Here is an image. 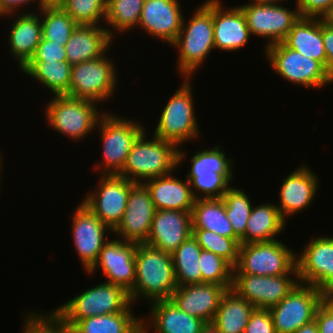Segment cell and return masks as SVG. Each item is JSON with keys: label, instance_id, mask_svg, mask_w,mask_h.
<instances>
[{"label": "cell", "instance_id": "b9f144b4", "mask_svg": "<svg viewBox=\"0 0 333 333\" xmlns=\"http://www.w3.org/2000/svg\"><path fill=\"white\" fill-rule=\"evenodd\" d=\"M30 312L25 314V322L22 333H73V329L55 311L49 314Z\"/></svg>", "mask_w": 333, "mask_h": 333}, {"label": "cell", "instance_id": "e575fe53", "mask_svg": "<svg viewBox=\"0 0 333 333\" xmlns=\"http://www.w3.org/2000/svg\"><path fill=\"white\" fill-rule=\"evenodd\" d=\"M202 248L191 235L171 253L178 286L202 283L199 257Z\"/></svg>", "mask_w": 333, "mask_h": 333}, {"label": "cell", "instance_id": "83f0119b", "mask_svg": "<svg viewBox=\"0 0 333 333\" xmlns=\"http://www.w3.org/2000/svg\"><path fill=\"white\" fill-rule=\"evenodd\" d=\"M282 43L305 57L317 60L327 69L322 18L300 16Z\"/></svg>", "mask_w": 333, "mask_h": 333}, {"label": "cell", "instance_id": "4dcf8cb0", "mask_svg": "<svg viewBox=\"0 0 333 333\" xmlns=\"http://www.w3.org/2000/svg\"><path fill=\"white\" fill-rule=\"evenodd\" d=\"M255 307L232 289L222 296L212 323L219 333H244Z\"/></svg>", "mask_w": 333, "mask_h": 333}, {"label": "cell", "instance_id": "bcb514c9", "mask_svg": "<svg viewBox=\"0 0 333 333\" xmlns=\"http://www.w3.org/2000/svg\"><path fill=\"white\" fill-rule=\"evenodd\" d=\"M314 320L319 333H333V308L325 300L318 306Z\"/></svg>", "mask_w": 333, "mask_h": 333}, {"label": "cell", "instance_id": "2e32d148", "mask_svg": "<svg viewBox=\"0 0 333 333\" xmlns=\"http://www.w3.org/2000/svg\"><path fill=\"white\" fill-rule=\"evenodd\" d=\"M312 238L296 256L298 280L324 294L333 293V237Z\"/></svg>", "mask_w": 333, "mask_h": 333}, {"label": "cell", "instance_id": "816d5d0a", "mask_svg": "<svg viewBox=\"0 0 333 333\" xmlns=\"http://www.w3.org/2000/svg\"><path fill=\"white\" fill-rule=\"evenodd\" d=\"M200 333H219V330L213 323H206Z\"/></svg>", "mask_w": 333, "mask_h": 333}, {"label": "cell", "instance_id": "30bf717a", "mask_svg": "<svg viewBox=\"0 0 333 333\" xmlns=\"http://www.w3.org/2000/svg\"><path fill=\"white\" fill-rule=\"evenodd\" d=\"M264 48L269 65L284 80L311 89L333 83V75L320 62L305 57L282 42Z\"/></svg>", "mask_w": 333, "mask_h": 333}, {"label": "cell", "instance_id": "ab89813d", "mask_svg": "<svg viewBox=\"0 0 333 333\" xmlns=\"http://www.w3.org/2000/svg\"><path fill=\"white\" fill-rule=\"evenodd\" d=\"M199 266L202 283L221 285L227 290L232 288L234 267L223 257L202 249Z\"/></svg>", "mask_w": 333, "mask_h": 333}, {"label": "cell", "instance_id": "52a82bcc", "mask_svg": "<svg viewBox=\"0 0 333 333\" xmlns=\"http://www.w3.org/2000/svg\"><path fill=\"white\" fill-rule=\"evenodd\" d=\"M182 85L174 92L161 112L154 135L161 140L175 144L178 148L184 142L198 139L200 133L194 115L192 78H184ZM189 140V141H188Z\"/></svg>", "mask_w": 333, "mask_h": 333}, {"label": "cell", "instance_id": "1f68e13d", "mask_svg": "<svg viewBox=\"0 0 333 333\" xmlns=\"http://www.w3.org/2000/svg\"><path fill=\"white\" fill-rule=\"evenodd\" d=\"M131 307L132 303L123 312L78 320L72 326L73 333H136L142 318L135 317Z\"/></svg>", "mask_w": 333, "mask_h": 333}, {"label": "cell", "instance_id": "f546056e", "mask_svg": "<svg viewBox=\"0 0 333 333\" xmlns=\"http://www.w3.org/2000/svg\"><path fill=\"white\" fill-rule=\"evenodd\" d=\"M285 223L276 204L269 202L253 206L247 221L245 244L277 240L276 236L284 230Z\"/></svg>", "mask_w": 333, "mask_h": 333}, {"label": "cell", "instance_id": "60d3db41", "mask_svg": "<svg viewBox=\"0 0 333 333\" xmlns=\"http://www.w3.org/2000/svg\"><path fill=\"white\" fill-rule=\"evenodd\" d=\"M63 9L78 25H99L105 21L107 0H66Z\"/></svg>", "mask_w": 333, "mask_h": 333}, {"label": "cell", "instance_id": "681fc988", "mask_svg": "<svg viewBox=\"0 0 333 333\" xmlns=\"http://www.w3.org/2000/svg\"><path fill=\"white\" fill-rule=\"evenodd\" d=\"M39 2V3H38ZM39 10L63 8L66 0H39Z\"/></svg>", "mask_w": 333, "mask_h": 333}, {"label": "cell", "instance_id": "9f6ffc18", "mask_svg": "<svg viewBox=\"0 0 333 333\" xmlns=\"http://www.w3.org/2000/svg\"><path fill=\"white\" fill-rule=\"evenodd\" d=\"M148 329H143V327H141L136 333H148Z\"/></svg>", "mask_w": 333, "mask_h": 333}, {"label": "cell", "instance_id": "4316f807", "mask_svg": "<svg viewBox=\"0 0 333 333\" xmlns=\"http://www.w3.org/2000/svg\"><path fill=\"white\" fill-rule=\"evenodd\" d=\"M150 305L152 319L147 322L142 318V327L150 330L151 325L154 333H200L206 324L201 318L181 311L171 300H158Z\"/></svg>", "mask_w": 333, "mask_h": 333}, {"label": "cell", "instance_id": "f907efd6", "mask_svg": "<svg viewBox=\"0 0 333 333\" xmlns=\"http://www.w3.org/2000/svg\"><path fill=\"white\" fill-rule=\"evenodd\" d=\"M294 333H319V330H318L317 324L314 320L306 325H303L301 328H299Z\"/></svg>", "mask_w": 333, "mask_h": 333}, {"label": "cell", "instance_id": "d590c367", "mask_svg": "<svg viewBox=\"0 0 333 333\" xmlns=\"http://www.w3.org/2000/svg\"><path fill=\"white\" fill-rule=\"evenodd\" d=\"M225 204L226 215L231 222L234 234L240 239V244H245V231L247 221L253 206L245 190L230 187L222 197Z\"/></svg>", "mask_w": 333, "mask_h": 333}, {"label": "cell", "instance_id": "5bb4252c", "mask_svg": "<svg viewBox=\"0 0 333 333\" xmlns=\"http://www.w3.org/2000/svg\"><path fill=\"white\" fill-rule=\"evenodd\" d=\"M250 1L251 3L239 7L245 15L250 34L270 39L266 47L282 42L300 18L297 8L290 10L280 3L265 4Z\"/></svg>", "mask_w": 333, "mask_h": 333}, {"label": "cell", "instance_id": "d4e9b609", "mask_svg": "<svg viewBox=\"0 0 333 333\" xmlns=\"http://www.w3.org/2000/svg\"><path fill=\"white\" fill-rule=\"evenodd\" d=\"M114 33L101 25H78L65 45L67 61L74 65L100 58L110 49Z\"/></svg>", "mask_w": 333, "mask_h": 333}, {"label": "cell", "instance_id": "8fae6325", "mask_svg": "<svg viewBox=\"0 0 333 333\" xmlns=\"http://www.w3.org/2000/svg\"><path fill=\"white\" fill-rule=\"evenodd\" d=\"M105 53L100 58L72 65L67 96L101 103L113 97L117 88L116 66Z\"/></svg>", "mask_w": 333, "mask_h": 333}, {"label": "cell", "instance_id": "7c38bea8", "mask_svg": "<svg viewBox=\"0 0 333 333\" xmlns=\"http://www.w3.org/2000/svg\"><path fill=\"white\" fill-rule=\"evenodd\" d=\"M325 294L314 286L299 283L277 305L271 307L275 333H294L314 321Z\"/></svg>", "mask_w": 333, "mask_h": 333}, {"label": "cell", "instance_id": "ee69618b", "mask_svg": "<svg viewBox=\"0 0 333 333\" xmlns=\"http://www.w3.org/2000/svg\"><path fill=\"white\" fill-rule=\"evenodd\" d=\"M244 333H275L270 310L255 308Z\"/></svg>", "mask_w": 333, "mask_h": 333}, {"label": "cell", "instance_id": "ba28073f", "mask_svg": "<svg viewBox=\"0 0 333 333\" xmlns=\"http://www.w3.org/2000/svg\"><path fill=\"white\" fill-rule=\"evenodd\" d=\"M279 240L240 244L238 263L233 274L279 276L298 274L296 256Z\"/></svg>", "mask_w": 333, "mask_h": 333}, {"label": "cell", "instance_id": "5b68a950", "mask_svg": "<svg viewBox=\"0 0 333 333\" xmlns=\"http://www.w3.org/2000/svg\"><path fill=\"white\" fill-rule=\"evenodd\" d=\"M130 120L107 112L99 119L96 127L102 139L103 161L96 163L95 170L101 169L102 175H119L122 172L133 143L146 130L142 124Z\"/></svg>", "mask_w": 333, "mask_h": 333}, {"label": "cell", "instance_id": "f6af8a7d", "mask_svg": "<svg viewBox=\"0 0 333 333\" xmlns=\"http://www.w3.org/2000/svg\"><path fill=\"white\" fill-rule=\"evenodd\" d=\"M332 4L333 0H296L295 7L301 17L323 18Z\"/></svg>", "mask_w": 333, "mask_h": 333}, {"label": "cell", "instance_id": "680465c9", "mask_svg": "<svg viewBox=\"0 0 333 333\" xmlns=\"http://www.w3.org/2000/svg\"><path fill=\"white\" fill-rule=\"evenodd\" d=\"M1 17H6L3 13H2V11H1V9H0V18Z\"/></svg>", "mask_w": 333, "mask_h": 333}, {"label": "cell", "instance_id": "7402d4cb", "mask_svg": "<svg viewBox=\"0 0 333 333\" xmlns=\"http://www.w3.org/2000/svg\"><path fill=\"white\" fill-rule=\"evenodd\" d=\"M315 174L303 164L283 180L279 192L280 204L276 206L285 221L287 216H293L311 206L320 184Z\"/></svg>", "mask_w": 333, "mask_h": 333}, {"label": "cell", "instance_id": "484cf974", "mask_svg": "<svg viewBox=\"0 0 333 333\" xmlns=\"http://www.w3.org/2000/svg\"><path fill=\"white\" fill-rule=\"evenodd\" d=\"M143 184L149 190L156 210L192 211L195 197L187 179L183 182L171 172L149 179Z\"/></svg>", "mask_w": 333, "mask_h": 333}, {"label": "cell", "instance_id": "ffe728a7", "mask_svg": "<svg viewBox=\"0 0 333 333\" xmlns=\"http://www.w3.org/2000/svg\"><path fill=\"white\" fill-rule=\"evenodd\" d=\"M181 9L179 0H144L138 26L171 46L183 24Z\"/></svg>", "mask_w": 333, "mask_h": 333}, {"label": "cell", "instance_id": "6f0895ef", "mask_svg": "<svg viewBox=\"0 0 333 333\" xmlns=\"http://www.w3.org/2000/svg\"><path fill=\"white\" fill-rule=\"evenodd\" d=\"M1 156H2V154L0 155V173H2V172H1V170H2V165H1V164H2V163H1V162H2V161H1L2 158H1ZM0 176H1V175H0ZM0 178H1V177H0ZM0 181H1V179H0ZM0 183H1V182H0ZM0 186H1V185H0Z\"/></svg>", "mask_w": 333, "mask_h": 333}, {"label": "cell", "instance_id": "f1b7e54d", "mask_svg": "<svg viewBox=\"0 0 333 333\" xmlns=\"http://www.w3.org/2000/svg\"><path fill=\"white\" fill-rule=\"evenodd\" d=\"M29 11L16 15L9 33V47L12 57L17 59L21 69L34 55L42 39V27L39 15Z\"/></svg>", "mask_w": 333, "mask_h": 333}, {"label": "cell", "instance_id": "44dd1931", "mask_svg": "<svg viewBox=\"0 0 333 333\" xmlns=\"http://www.w3.org/2000/svg\"><path fill=\"white\" fill-rule=\"evenodd\" d=\"M191 235V211L156 210L145 243L171 254Z\"/></svg>", "mask_w": 333, "mask_h": 333}, {"label": "cell", "instance_id": "d6986e66", "mask_svg": "<svg viewBox=\"0 0 333 333\" xmlns=\"http://www.w3.org/2000/svg\"><path fill=\"white\" fill-rule=\"evenodd\" d=\"M155 211L149 190L143 183H136L130 189L123 219L112 233L124 241L145 243Z\"/></svg>", "mask_w": 333, "mask_h": 333}, {"label": "cell", "instance_id": "cb8c5ba5", "mask_svg": "<svg viewBox=\"0 0 333 333\" xmlns=\"http://www.w3.org/2000/svg\"><path fill=\"white\" fill-rule=\"evenodd\" d=\"M222 0H213V29L215 49H242L251 36L246 18L239 6L225 8Z\"/></svg>", "mask_w": 333, "mask_h": 333}, {"label": "cell", "instance_id": "8992f818", "mask_svg": "<svg viewBox=\"0 0 333 333\" xmlns=\"http://www.w3.org/2000/svg\"><path fill=\"white\" fill-rule=\"evenodd\" d=\"M46 105V119L51 128L56 132L71 138V140L85 139L98 124L99 119L105 114L99 112L96 102L55 95ZM93 130V131H92Z\"/></svg>", "mask_w": 333, "mask_h": 333}, {"label": "cell", "instance_id": "f35d334b", "mask_svg": "<svg viewBox=\"0 0 333 333\" xmlns=\"http://www.w3.org/2000/svg\"><path fill=\"white\" fill-rule=\"evenodd\" d=\"M192 236L203 250L223 257L233 267L237 265L240 249L239 238H227L206 229H192Z\"/></svg>", "mask_w": 333, "mask_h": 333}, {"label": "cell", "instance_id": "836d02e7", "mask_svg": "<svg viewBox=\"0 0 333 333\" xmlns=\"http://www.w3.org/2000/svg\"><path fill=\"white\" fill-rule=\"evenodd\" d=\"M71 69L68 61H28L20 70L38 80L55 96L69 92Z\"/></svg>", "mask_w": 333, "mask_h": 333}, {"label": "cell", "instance_id": "6da1fadb", "mask_svg": "<svg viewBox=\"0 0 333 333\" xmlns=\"http://www.w3.org/2000/svg\"><path fill=\"white\" fill-rule=\"evenodd\" d=\"M178 287L172 255L146 243L137 244L135 252V284L129 294L131 303L140 297L154 302L170 300Z\"/></svg>", "mask_w": 333, "mask_h": 333}, {"label": "cell", "instance_id": "ac0fdd59", "mask_svg": "<svg viewBox=\"0 0 333 333\" xmlns=\"http://www.w3.org/2000/svg\"><path fill=\"white\" fill-rule=\"evenodd\" d=\"M72 217L74 247L87 273L96 263L100 251L108 241L106 233L110 231V234L112 230L82 202L77 206Z\"/></svg>", "mask_w": 333, "mask_h": 333}, {"label": "cell", "instance_id": "9c48e42d", "mask_svg": "<svg viewBox=\"0 0 333 333\" xmlns=\"http://www.w3.org/2000/svg\"><path fill=\"white\" fill-rule=\"evenodd\" d=\"M131 304L123 288L103 282L54 309L71 327L81 319L123 312Z\"/></svg>", "mask_w": 333, "mask_h": 333}, {"label": "cell", "instance_id": "603a6c76", "mask_svg": "<svg viewBox=\"0 0 333 333\" xmlns=\"http://www.w3.org/2000/svg\"><path fill=\"white\" fill-rule=\"evenodd\" d=\"M227 289L213 283H197L178 286L170 300L181 310L191 316L212 323L220 300Z\"/></svg>", "mask_w": 333, "mask_h": 333}, {"label": "cell", "instance_id": "277c9868", "mask_svg": "<svg viewBox=\"0 0 333 333\" xmlns=\"http://www.w3.org/2000/svg\"><path fill=\"white\" fill-rule=\"evenodd\" d=\"M233 160L226 157L223 149L221 150L218 145L209 150H199L192 156L187 180L195 199H219L223 197L232 183ZM230 181L231 183H229Z\"/></svg>", "mask_w": 333, "mask_h": 333}, {"label": "cell", "instance_id": "f5cc1de1", "mask_svg": "<svg viewBox=\"0 0 333 333\" xmlns=\"http://www.w3.org/2000/svg\"><path fill=\"white\" fill-rule=\"evenodd\" d=\"M323 21L333 27V4L330 10L323 16Z\"/></svg>", "mask_w": 333, "mask_h": 333}, {"label": "cell", "instance_id": "7a4b0ae2", "mask_svg": "<svg viewBox=\"0 0 333 333\" xmlns=\"http://www.w3.org/2000/svg\"><path fill=\"white\" fill-rule=\"evenodd\" d=\"M146 136V131H143L133 143L126 164L119 174L134 183L167 175L175 171L185 159L186 152L181 147L155 135L153 140L146 139Z\"/></svg>", "mask_w": 333, "mask_h": 333}, {"label": "cell", "instance_id": "9a60e30c", "mask_svg": "<svg viewBox=\"0 0 333 333\" xmlns=\"http://www.w3.org/2000/svg\"><path fill=\"white\" fill-rule=\"evenodd\" d=\"M298 279V274L279 276L233 274L231 289L255 308L270 309L300 283Z\"/></svg>", "mask_w": 333, "mask_h": 333}, {"label": "cell", "instance_id": "11a10c76", "mask_svg": "<svg viewBox=\"0 0 333 333\" xmlns=\"http://www.w3.org/2000/svg\"><path fill=\"white\" fill-rule=\"evenodd\" d=\"M324 300L333 308V293L325 294Z\"/></svg>", "mask_w": 333, "mask_h": 333}, {"label": "cell", "instance_id": "74e56055", "mask_svg": "<svg viewBox=\"0 0 333 333\" xmlns=\"http://www.w3.org/2000/svg\"><path fill=\"white\" fill-rule=\"evenodd\" d=\"M38 12L41 20L42 38L54 43H62V46H65L78 24L63 8L44 9L38 10Z\"/></svg>", "mask_w": 333, "mask_h": 333}, {"label": "cell", "instance_id": "c3c4849f", "mask_svg": "<svg viewBox=\"0 0 333 333\" xmlns=\"http://www.w3.org/2000/svg\"><path fill=\"white\" fill-rule=\"evenodd\" d=\"M36 0H0V9L5 16H14L19 7L35 2ZM39 1V0H38ZM18 7V8H17Z\"/></svg>", "mask_w": 333, "mask_h": 333}, {"label": "cell", "instance_id": "db71d44e", "mask_svg": "<svg viewBox=\"0 0 333 333\" xmlns=\"http://www.w3.org/2000/svg\"><path fill=\"white\" fill-rule=\"evenodd\" d=\"M252 1H255L258 3H265V4H277V2L281 3L282 1H286V0H252Z\"/></svg>", "mask_w": 333, "mask_h": 333}, {"label": "cell", "instance_id": "d6a6232c", "mask_svg": "<svg viewBox=\"0 0 333 333\" xmlns=\"http://www.w3.org/2000/svg\"><path fill=\"white\" fill-rule=\"evenodd\" d=\"M191 215L192 229H206L227 238H238L226 215L222 198L195 199Z\"/></svg>", "mask_w": 333, "mask_h": 333}, {"label": "cell", "instance_id": "4fadbf2b", "mask_svg": "<svg viewBox=\"0 0 333 333\" xmlns=\"http://www.w3.org/2000/svg\"><path fill=\"white\" fill-rule=\"evenodd\" d=\"M135 184L119 175H102L98 189L88 192L82 203L113 232L123 219L130 189Z\"/></svg>", "mask_w": 333, "mask_h": 333}, {"label": "cell", "instance_id": "8d00e7d4", "mask_svg": "<svg viewBox=\"0 0 333 333\" xmlns=\"http://www.w3.org/2000/svg\"><path fill=\"white\" fill-rule=\"evenodd\" d=\"M144 0H107L105 21L113 30L127 32L139 25Z\"/></svg>", "mask_w": 333, "mask_h": 333}, {"label": "cell", "instance_id": "e0dca14e", "mask_svg": "<svg viewBox=\"0 0 333 333\" xmlns=\"http://www.w3.org/2000/svg\"><path fill=\"white\" fill-rule=\"evenodd\" d=\"M136 248L137 243L134 242L108 239L88 274H93L99 268L106 283L117 285L130 294L135 284Z\"/></svg>", "mask_w": 333, "mask_h": 333}, {"label": "cell", "instance_id": "7dc6e473", "mask_svg": "<svg viewBox=\"0 0 333 333\" xmlns=\"http://www.w3.org/2000/svg\"><path fill=\"white\" fill-rule=\"evenodd\" d=\"M322 37L327 57V70L333 75V27L322 19Z\"/></svg>", "mask_w": 333, "mask_h": 333}, {"label": "cell", "instance_id": "7bdbcfd3", "mask_svg": "<svg viewBox=\"0 0 333 333\" xmlns=\"http://www.w3.org/2000/svg\"><path fill=\"white\" fill-rule=\"evenodd\" d=\"M29 61H67L65 46L42 38Z\"/></svg>", "mask_w": 333, "mask_h": 333}, {"label": "cell", "instance_id": "3957f363", "mask_svg": "<svg viewBox=\"0 0 333 333\" xmlns=\"http://www.w3.org/2000/svg\"><path fill=\"white\" fill-rule=\"evenodd\" d=\"M188 23L183 24L176 41L171 45L178 49L177 69L184 78H192L195 70L215 49L213 29V0H207L198 8Z\"/></svg>", "mask_w": 333, "mask_h": 333}]
</instances>
